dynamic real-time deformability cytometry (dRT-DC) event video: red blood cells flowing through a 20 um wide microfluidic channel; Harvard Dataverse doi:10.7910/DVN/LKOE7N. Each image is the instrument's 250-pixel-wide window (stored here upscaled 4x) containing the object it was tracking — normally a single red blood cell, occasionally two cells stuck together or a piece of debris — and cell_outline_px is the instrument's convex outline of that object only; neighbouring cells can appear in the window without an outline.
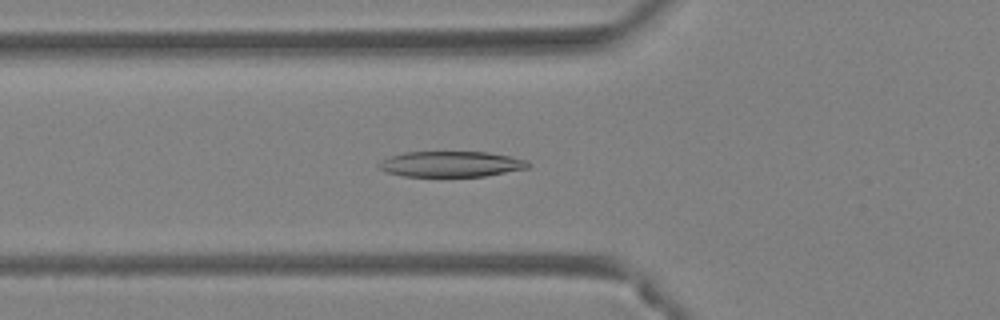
{"species": "Egyptian fruit bat (a non-hibernating species)", "species_latin": "Rousettus aegyptiacus", "temperature_condition": "warm", "stored_images_in_passage": 33, "camera_frame_rate_fps": 3000, "um_per_image_px": 0.085, "animal": {"sex": "female"}, "frame": {"image": 1, "passage_image": 4, "time_ms": 1.0, "image_size_px": [1000, 320], "cell_outline_px": [[532, 164], [528, 168], [484, 176], [404, 176], [384, 172], [376, 164], [380, 160], [404, 152], [488, 152], [528, 160]], "centroid_in_image_um": [38.33, 13.94], "position_along_channel_um": 87.5, "area_um2": 22.31}}
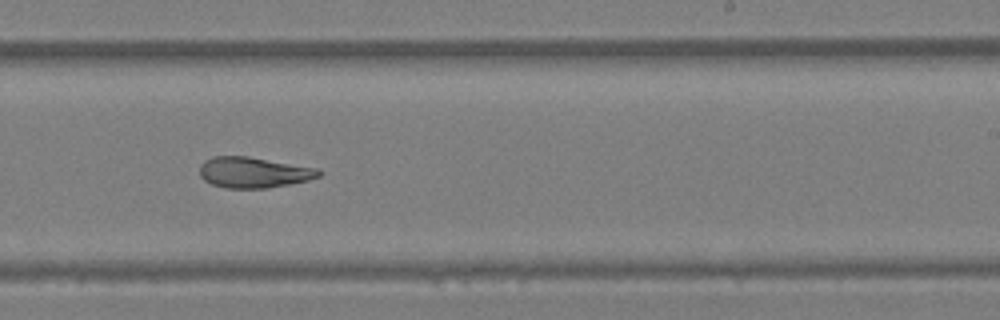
{"frame": {"image": 2, "passage_image": 16, "time_ms": 5.0, "image_size_px": [1000, 320], "cell_outline_px": [[320, 176], [308, 180], [288, 184], [264, 188], [228, 188], [212, 184], [204, 180], [200, 176], [200, 164], [204, 160], [212, 156], [248, 156], [320, 168]], "centroid_in_image_um": [21.55, 14.64], "position_along_channel_um": 267.5, "area_um2": 21.39}}
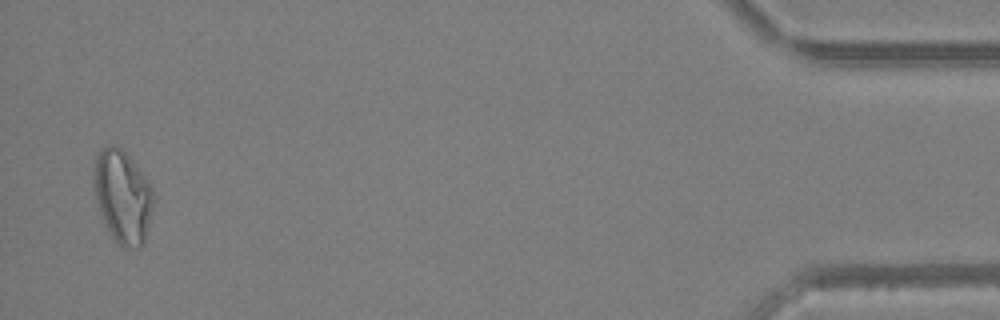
{"frame": {"image": 3, "passage_image": 32, "time_ms": 10.333, "image_size_px": [1000, 320], "cell_outline_px": [[152, 208], [144, 244], [140, 248], [124, 248], [116, 244], [100, 216], [96, 200], [96, 156], [104, 148], [112, 144], [116, 144], [132, 160], [144, 176], [152, 188]], "centroid_in_image_um": [10.44, 16.78], "position_along_channel_um": 424.8, "area_um2": 31.62}, "authors_computed_cell_mechanics": {"area_um2": 22.3686, "velocity_mm_per_s": 4.5099, "shape_relaxation_time_tau1_ms": 10.2228, "shape_relaxation_time_tau2_ms": 3.9424, "deformation_change_tau1": 0.3019, "deformation_change_tau2": 0.1403}}